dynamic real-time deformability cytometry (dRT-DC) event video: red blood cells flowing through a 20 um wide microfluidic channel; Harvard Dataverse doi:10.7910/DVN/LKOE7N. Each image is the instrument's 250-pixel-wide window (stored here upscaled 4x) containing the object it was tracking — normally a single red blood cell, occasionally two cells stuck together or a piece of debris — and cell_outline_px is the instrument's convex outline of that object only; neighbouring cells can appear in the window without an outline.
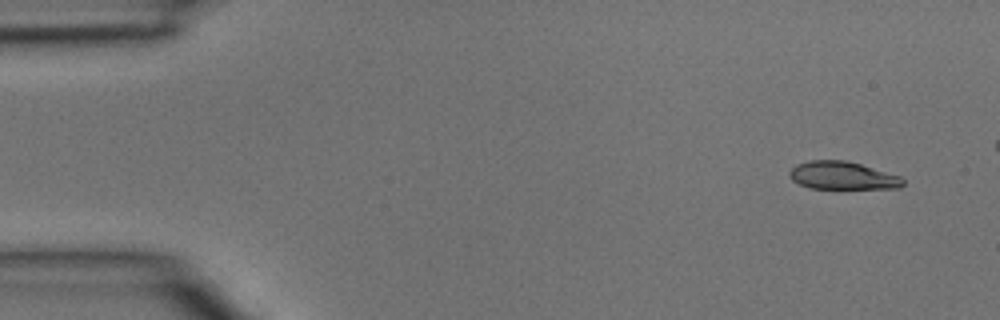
{"species": "common noctule bat (a hibernating species)", "species_latin": "Nyctalus noctula", "temperature_condition": "room temperature", "stored_images_in_passage": 4, "camera_frame_rate_fps": 3000, "um_per_image_px": 0.085, "animal": {"sex": "male", "body_mass_g": 15.6}, "frame": {"image": 1, "passage_image": 1, "time_ms": 0.0, "image_size_px": [1000, 320], "cell_outline_px": [[904, 184], [900, 188], [812, 188], [800, 184], [792, 180], [788, 176], [788, 172], [796, 164], [808, 160], [844, 160], [860, 164], [900, 176], [904, 180]], "centroid_in_image_um": [71.59, 14.92], "position_along_channel_um": 13.4, "area_um2": 18.32}}